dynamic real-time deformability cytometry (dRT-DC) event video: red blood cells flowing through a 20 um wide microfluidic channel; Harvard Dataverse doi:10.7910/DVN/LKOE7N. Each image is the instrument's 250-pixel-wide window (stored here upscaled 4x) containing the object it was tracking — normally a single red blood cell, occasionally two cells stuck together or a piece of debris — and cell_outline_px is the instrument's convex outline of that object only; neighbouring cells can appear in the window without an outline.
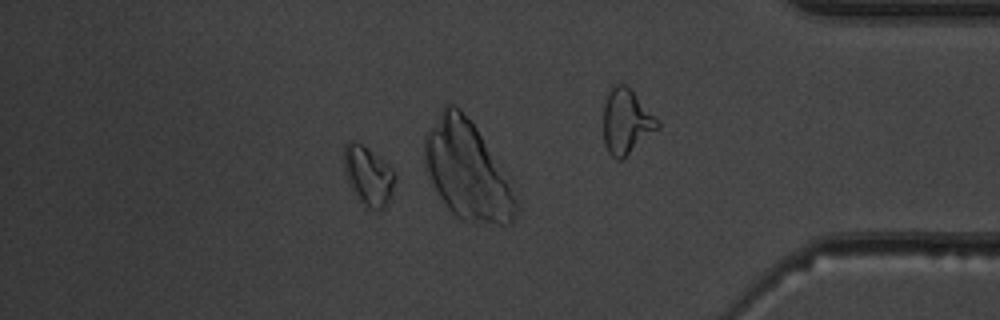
{"species": "common noctule bat (a hibernating species)", "species_latin": "Nyctalus noctula", "temperature_condition": "warm", "stored_images_in_passage": 51, "camera_frame_rate_fps": 3000, "um_per_image_px": 0.085, "animal": {"sex": "male", "body_mass_g": 19.5, "forearm_length_mm": 54.6}, "frame": {"image": 1, "passage_image": 44, "time_ms": 14.333, "image_size_px": [1000, 320], "cell_outline_px": [[396, 180], [388, 204], [380, 212], [376, 212], [368, 208], [356, 196], [344, 172], [344, 144], [348, 140], [352, 140], [368, 148], [388, 164], [396, 172]], "centroid_in_image_um": [31.33, 14.95], "position_along_channel_um": 403.9, "area_um2": 17.8}}